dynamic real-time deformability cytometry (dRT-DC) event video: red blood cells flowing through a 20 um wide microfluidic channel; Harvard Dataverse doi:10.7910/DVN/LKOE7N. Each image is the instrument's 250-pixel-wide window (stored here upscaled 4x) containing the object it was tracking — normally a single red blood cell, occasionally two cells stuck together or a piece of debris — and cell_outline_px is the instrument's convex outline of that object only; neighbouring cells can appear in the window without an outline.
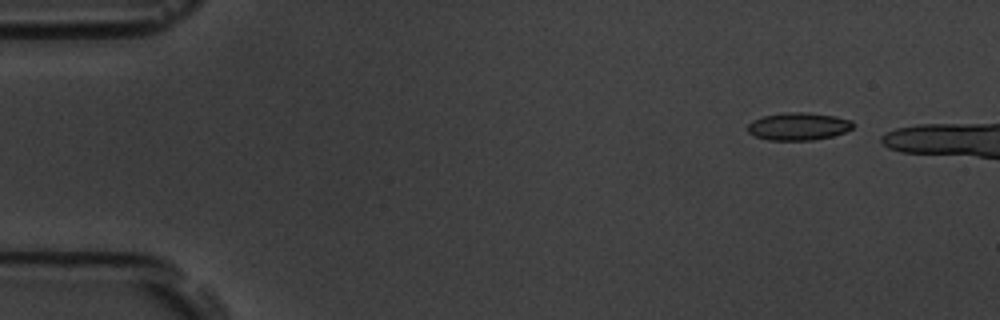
{"species": "common noctule bat (a hibernating species)", "species_latin": "Nyctalus noctula", "temperature_condition": "room temperature", "stored_images_in_passage": 4, "camera_frame_rate_fps": 3000, "um_per_image_px": 0.085, "animal": {"sex": "male", "body_mass_g": 19.5, "forearm_length_mm": 54.6}, "frame": {"image": 1, "passage_image": 2, "time_ms": 1.0, "image_size_px": [1000, 320], "cell_outline_px": [[856, 124], [852, 128], [844, 132], [832, 136], [812, 140], [768, 140], [756, 136], [748, 132], [748, 124], [752, 120], [764, 116], [784, 112], [804, 112], [836, 116], [852, 120]], "centroid_in_image_um": [67.88, 10.73], "position_along_channel_um": 17.1, "area_um2": 16.99}}